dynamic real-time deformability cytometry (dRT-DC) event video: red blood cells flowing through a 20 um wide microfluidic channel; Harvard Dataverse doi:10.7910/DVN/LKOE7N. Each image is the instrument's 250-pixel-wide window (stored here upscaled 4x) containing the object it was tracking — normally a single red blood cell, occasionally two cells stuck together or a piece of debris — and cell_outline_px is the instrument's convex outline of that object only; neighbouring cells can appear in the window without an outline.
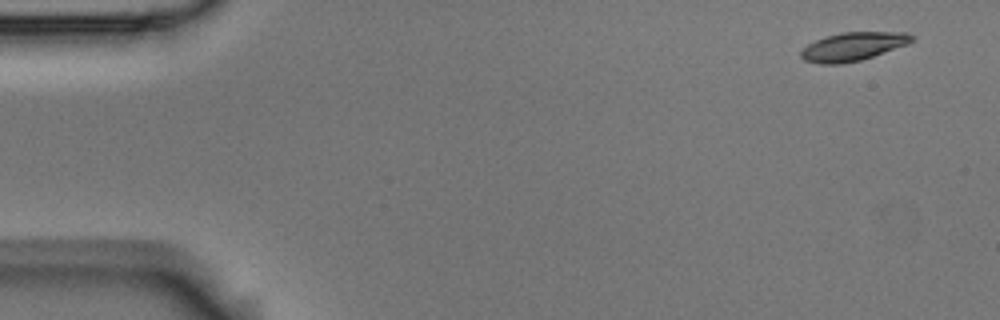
{"species": "Egyptian fruit bat (a non-hibernating species)", "species_latin": "Rousettus aegyptiacus", "temperature_condition": "room temperature", "stored_images_in_passage": 4, "camera_frame_rate_fps": 3000, "um_per_image_px": 0.085, "animal": {"sex": "male"}, "frame": {"image": 1, "passage_image": 1, "time_ms": 0.0, "image_size_px": [1000, 320], "cell_outline_px": [[916, 40], [908, 44], [860, 60], [840, 64], [820, 64], [804, 60], [800, 56], [800, 52], [808, 44], [824, 36], [840, 32], [908, 32], [916, 36]], "centroid_in_image_um": [72.53, 3.94], "position_along_channel_um": 12.5, "area_um2": 18.5}}
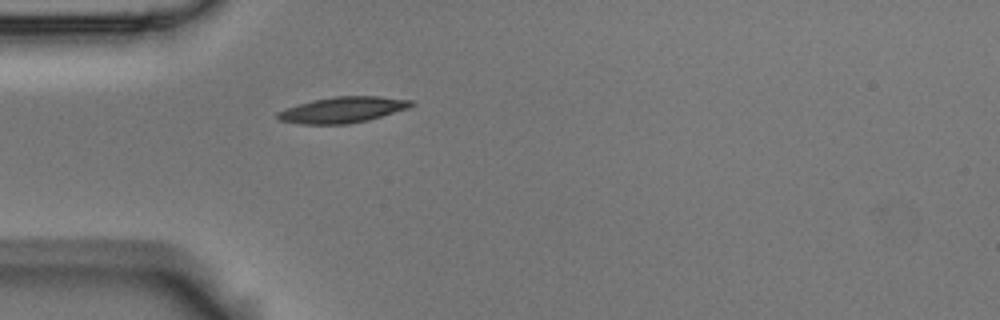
{"frame": {"image": 2, "passage_image": 4, "time_ms": 1.0, "image_size_px": [1000, 320], "cell_outline_px": [[416, 104], [408, 108], [368, 120], [348, 124], [300, 124], [280, 120], [276, 116], [276, 112], [284, 108], [312, 100], [332, 96], [380, 96], [412, 100]], "centroid_in_image_um": [29.11, 9.32], "position_along_channel_um": 55.9, "area_um2": 20.29}}